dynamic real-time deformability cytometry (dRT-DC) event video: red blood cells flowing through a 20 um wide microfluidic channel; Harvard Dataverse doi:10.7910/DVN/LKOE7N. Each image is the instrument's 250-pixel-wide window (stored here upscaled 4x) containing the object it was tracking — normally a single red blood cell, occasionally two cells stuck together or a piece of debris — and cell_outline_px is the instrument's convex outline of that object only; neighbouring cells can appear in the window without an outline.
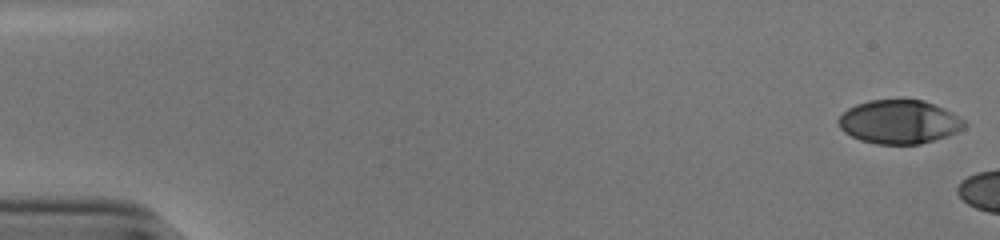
{"species": "human", "species_latin": "Homo sapiens", "temperature_condition": "cold", "stored_images_in_passage": 10, "camera_frame_rate_fps": 3000, "um_per_image_px": 0.085, "donor": {"sex": "male"}, "frame": {"image": 1, "passage_image": 1, "time_ms": 0.0, "image_size_px": [1000, 240], "cell_outline_px": [[964, 128], [948, 136], [920, 144], [876, 144], [860, 140], [844, 132], [840, 128], [836, 120], [848, 108], [856, 104], [868, 100], [924, 100], [944, 108], [952, 112], [964, 120]], "centroid_in_image_um": [76.41, 10.36], "position_along_channel_um": 8.6, "area_um2": 32.08}}